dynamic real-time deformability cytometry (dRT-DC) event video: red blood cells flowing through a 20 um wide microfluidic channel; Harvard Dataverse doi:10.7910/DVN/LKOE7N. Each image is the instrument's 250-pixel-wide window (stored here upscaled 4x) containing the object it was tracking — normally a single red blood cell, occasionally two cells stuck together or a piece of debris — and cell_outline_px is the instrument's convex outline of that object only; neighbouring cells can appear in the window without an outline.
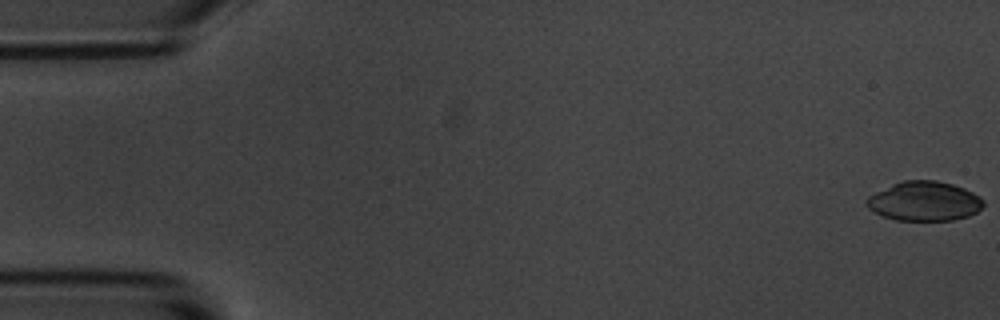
{"species": "common noctule bat (a hibernating species)", "species_latin": "Nyctalus noctula", "temperature_condition": "room temperature", "stored_images_in_passage": 16, "camera_frame_rate_fps": 3000, "um_per_image_px": 0.085, "animal": {"sex": "male", "body_mass_g": 20.1, "forearm_length_mm": 53.5}, "frame": {"image": 1, "passage_image": 1, "time_ms": 0.0, "image_size_px": [1000, 320], "cell_outline_px": [[984, 204], [976, 212], [968, 216], [952, 220], [896, 220], [884, 216], [868, 208], [864, 204], [864, 200], [868, 196], [892, 184], [904, 180], [936, 180], [952, 184], [964, 188], [980, 196], [984, 200]], "centroid_in_image_um": [78.55, 17.09], "position_along_channel_um": 6.4, "area_um2": 26.82}}
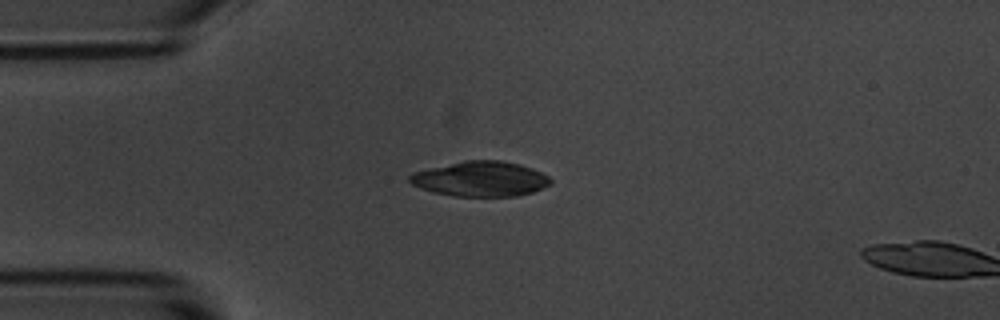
{"frame": {"image": 2, "passage_image": 14, "time_ms": 4.333, "image_size_px": [1000, 320], "cell_outline_px": [[552, 184], [532, 192], [516, 196], [452, 196], [432, 192], [420, 188], [412, 184], [408, 180], [408, 176], [412, 172], [464, 160], [500, 160], [520, 164], [532, 168], [548, 176], [552, 180]], "centroid_in_image_um": [40.83, 15.2], "position_along_channel_um": 44.2, "area_um2": 28.9}}